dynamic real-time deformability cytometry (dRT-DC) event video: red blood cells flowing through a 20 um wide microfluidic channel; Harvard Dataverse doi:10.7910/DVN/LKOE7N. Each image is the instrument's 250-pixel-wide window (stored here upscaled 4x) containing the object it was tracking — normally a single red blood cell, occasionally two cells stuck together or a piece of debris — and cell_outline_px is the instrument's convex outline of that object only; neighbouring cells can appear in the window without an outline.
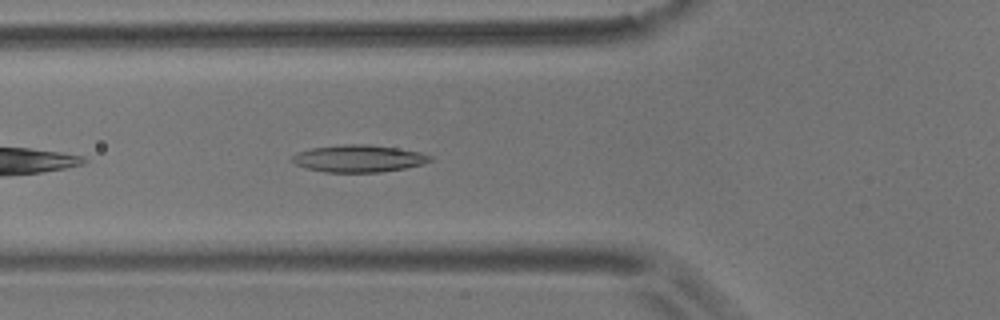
{"species": "common noctule bat (a hibernating species)", "species_latin": "Nyctalus noctula", "temperature_condition": "room temperature", "stored_images_in_passage": 37, "camera_frame_rate_fps": 3000, "um_per_image_px": 0.085, "animal": {"sex": "male", "body_mass_g": 17.9}, "frame": {"image": 1, "passage_image": 5, "time_ms": 1.333, "image_size_px": [1000, 320], "cell_outline_px": [[432, 160], [424, 164], [404, 168], [380, 172], [324, 172], [304, 168], [288, 160], [296, 152], [308, 148], [344, 144], [372, 144], [420, 152], [432, 156]], "centroid_in_image_um": [30.43, 13.47], "position_along_channel_um": 95.4, "area_um2": 22.14}}
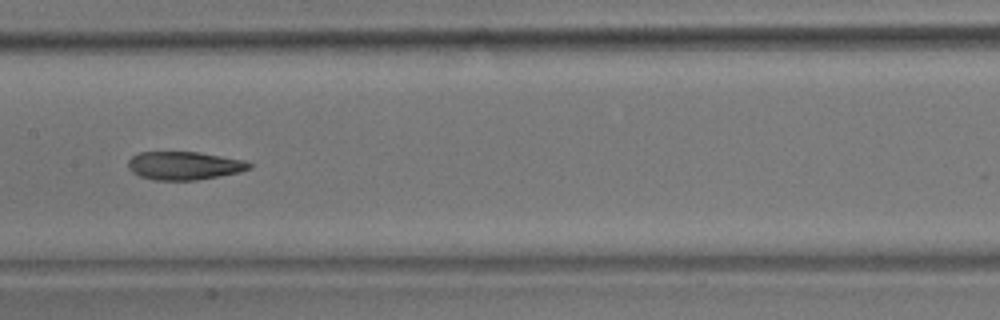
{"frame": {"image": 2, "passage_image": 13, "time_ms": 4.0, "image_size_px": [1000, 320], "cell_outline_px": [[252, 168], [240, 172], [220, 176], [196, 180], [152, 180], [140, 176], [132, 172], [128, 168], [128, 160], [132, 156], [140, 152], [196, 152], [244, 160], [252, 164]], "centroid_in_image_um": [15.65, 14.08], "position_along_channel_um": 191.8, "area_um2": 19.94}}
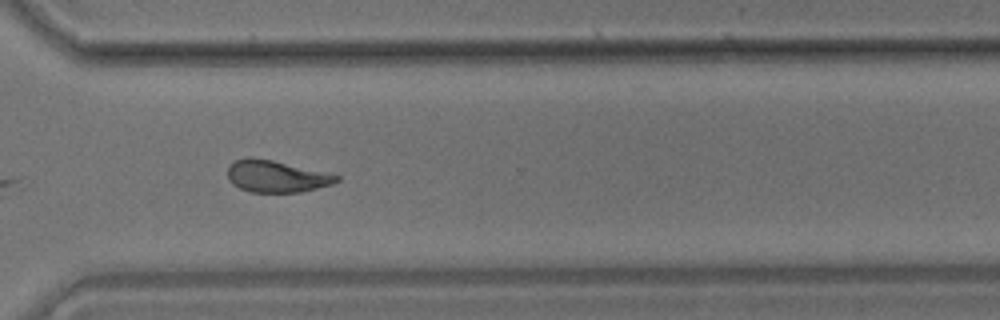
{"frame": {"image": 3, "passage_image": 26, "time_ms": 8.333, "image_size_px": [1000, 320], "cell_outline_px": [[340, 180], [332, 184], [300, 192], [252, 192], [240, 188], [232, 184], [228, 180], [228, 164], [236, 160], [248, 156], [272, 160], [340, 176]], "centroid_in_image_um": [23.43, 14.98], "position_along_channel_um": 347.2, "area_um2": 20.06}, "authors_computed_cell_mechanics": {"area_um2": 20.3456, "velocity_mm_per_s": 3.5939, "shape_relaxation_time_tau1_ms": 7.8093, "shape_relaxation_time_tau2_ms": 1.4132, "deformation_change_tau1": 0.2094, "deformation_change_tau2": 0.0887}}